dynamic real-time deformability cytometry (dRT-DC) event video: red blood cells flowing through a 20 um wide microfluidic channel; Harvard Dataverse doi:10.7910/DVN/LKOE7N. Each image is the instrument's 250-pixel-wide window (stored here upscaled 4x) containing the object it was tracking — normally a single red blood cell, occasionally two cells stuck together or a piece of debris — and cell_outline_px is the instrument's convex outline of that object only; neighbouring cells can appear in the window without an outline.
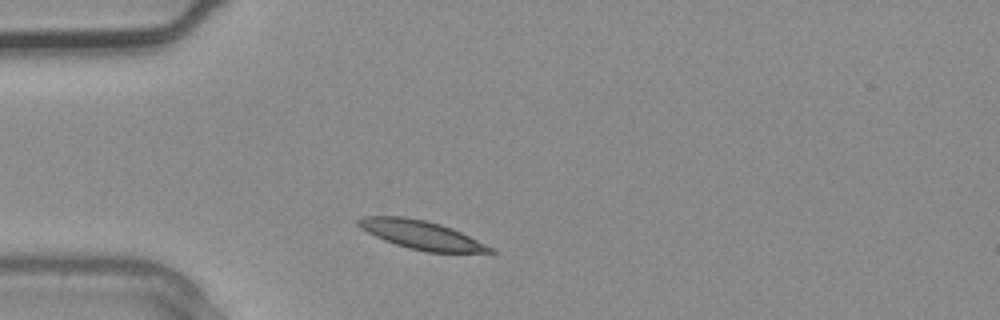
{"species": "common noctule bat (a hibernating species)", "species_latin": "Nyctalus noctula", "temperature_condition": "warm", "stored_images_in_passage": 1, "camera_frame_rate_fps": 3000, "um_per_image_px": 0.085, "animal": {"sex": "male", "body_mass_g": 20.4}, "frame": {"image": 1, "passage_image": 1, "time_ms": 0.0, "image_size_px": [1000, 320], "cell_outline_px": [[500, 252], [428, 252], [408, 248], [384, 240], [360, 228], [356, 224], [356, 220], [364, 216], [404, 216], [424, 220], [440, 224], [452, 228], [496, 248]], "centroid_in_image_um": [35.84, 19.96], "position_along_channel_um": 49.2, "area_um2": 21.96}}